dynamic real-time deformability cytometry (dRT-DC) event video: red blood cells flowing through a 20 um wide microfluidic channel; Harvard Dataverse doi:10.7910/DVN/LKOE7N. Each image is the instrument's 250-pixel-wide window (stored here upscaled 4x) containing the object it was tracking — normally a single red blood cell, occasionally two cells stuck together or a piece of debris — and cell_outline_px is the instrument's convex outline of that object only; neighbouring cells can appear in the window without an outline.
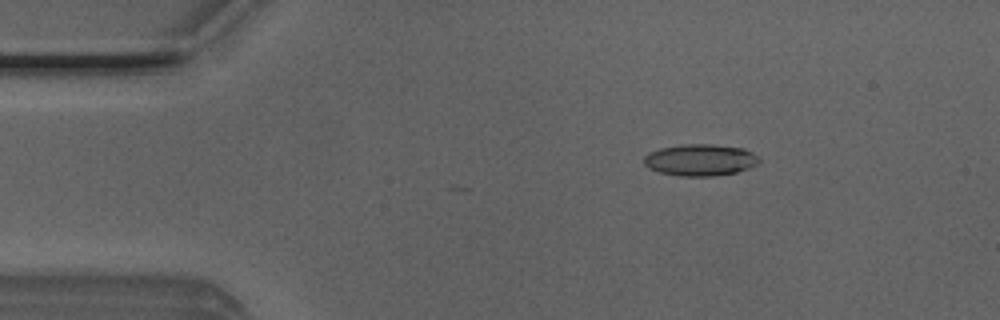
{"species": "Egyptian fruit bat (a non-hibernating species)", "species_latin": "Rousettus aegyptiacus", "temperature_condition": "room temperature", "stored_images_in_passage": 37, "camera_frame_rate_fps": 3000, "um_per_image_px": 0.085, "animal": {"sex": "male"}, "frame": {"image": 1, "passage_image": 1, "time_ms": 0.0, "image_size_px": [1000, 320], "cell_outline_px": [[760, 160], [756, 164], [748, 168], [736, 172], [716, 176], [680, 176], [660, 172], [648, 168], [644, 164], [644, 156], [648, 152], [660, 148], [684, 144], [712, 144], [744, 148], [752, 152]], "centroid_in_image_um": [59.49, 13.59], "position_along_channel_um": 25.5, "area_um2": 21.27}}
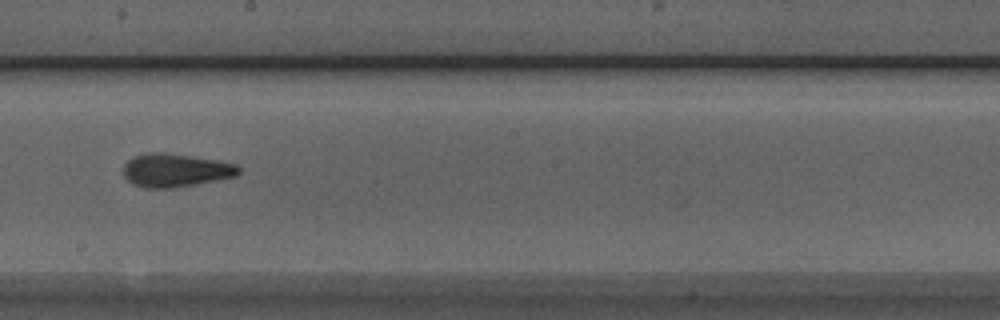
{"frame": {"image": 2, "passage_image": 21, "time_ms": 6.667, "image_size_px": [1000, 320], "cell_outline_px": [[240, 172], [236, 176], [196, 184], [172, 188], [144, 188], [132, 184], [124, 176], [124, 164], [132, 156], [148, 152], [164, 152], [220, 160], [236, 164], [240, 168]], "centroid_in_image_um": [14.91, 14.46], "position_along_channel_um": 233.3, "area_um2": 22.6}}
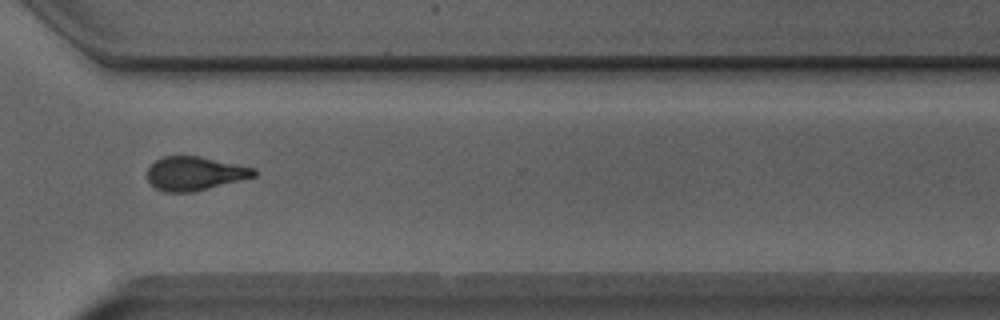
{"frame": {"image": 3, "passage_image": 30, "time_ms": 9.667, "image_size_px": [1000, 320], "cell_outline_px": [[256, 176], [192, 192], [164, 192], [156, 188], [148, 180], [148, 168], [156, 160], [164, 156], [200, 156], [256, 168]], "centroid_in_image_um": [16.56, 14.74], "position_along_channel_um": 354.0, "area_um2": 20.81}, "authors_computed_cell_mechanics": {"area_um2": 21.3282, "velocity_mm_per_s": 4.0292, "shape_relaxation_time_tau1_ms": 6.0467, "shape_relaxation_time_tau2_ms": 2.4504, "deformation_change_tau1": 0.2171, "deformation_change_tau2": 0.1175}}